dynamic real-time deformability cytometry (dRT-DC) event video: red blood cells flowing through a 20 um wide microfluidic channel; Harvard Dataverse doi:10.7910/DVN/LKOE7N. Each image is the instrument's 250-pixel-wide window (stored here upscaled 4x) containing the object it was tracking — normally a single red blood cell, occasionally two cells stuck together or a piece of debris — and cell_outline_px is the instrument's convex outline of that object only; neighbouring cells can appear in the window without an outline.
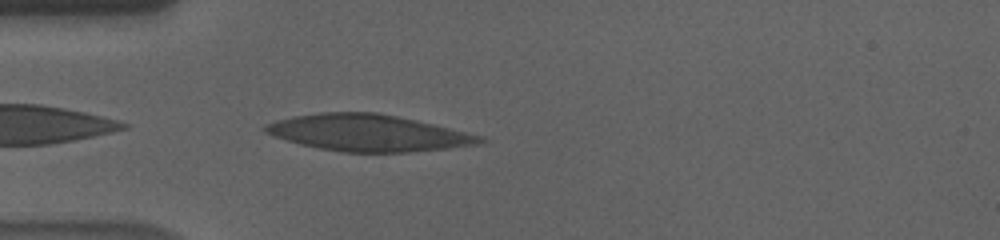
{"species": "human", "species_latin": "Homo sapiens", "temperature_condition": "cold", "stored_images_in_passage": 26, "camera_frame_rate_fps": 3000, "um_per_image_px": 0.085, "donor": {"sex": "male"}, "frame": {"image": 1, "passage_image": 1, "time_ms": 0.0, "image_size_px": [1000, 240], "cell_outline_px": [[488, 140], [476, 144], [448, 148], [408, 152], [340, 152], [300, 144], [272, 136], [264, 132], [260, 128], [264, 124], [276, 120], [292, 116], [320, 112], [376, 112], [416, 120], [484, 136]], "centroid_in_image_um": [31.23, 11.29], "position_along_channel_um": 53.8, "area_um2": 45.84}}
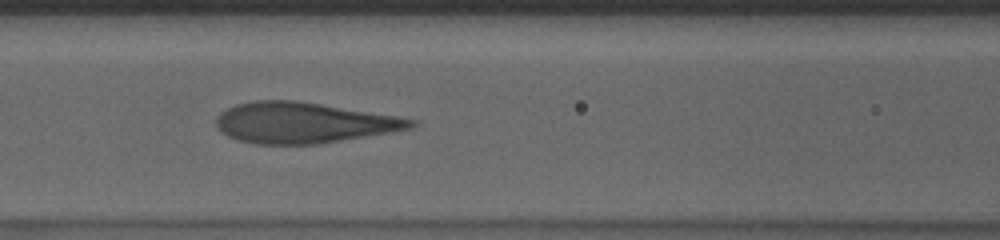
{"frame": {"image": 2, "passage_image": 9, "time_ms": 2.667, "image_size_px": [1000, 240], "cell_outline_px": [[420, 124], [412, 128], [392, 132], [316, 144], [256, 144], [236, 140], [220, 132], [216, 128], [216, 116], [220, 112], [236, 104], [252, 100], [296, 100], [396, 116], [420, 120]], "centroid_in_image_um": [25.78, 10.43], "position_along_channel_um": 140.8, "area_um2": 46.41}}
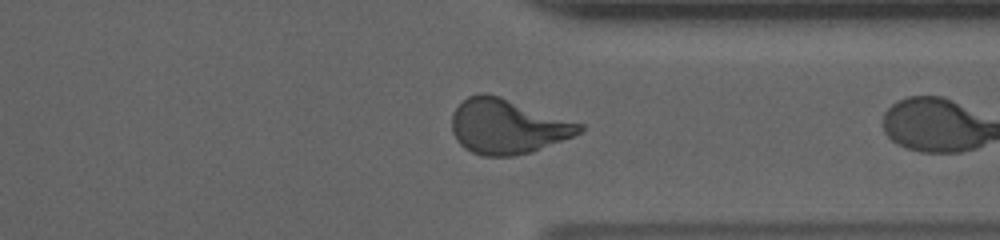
{"frame": {"image": 3, "passage_image": 25, "time_ms": 8.0, "image_size_px": [1000, 240], "cell_outline_px": [[584, 128], [580, 132], [572, 136], [532, 152], [512, 156], [480, 156], [464, 148], [456, 140], [452, 132], [452, 112], [468, 96], [480, 92], [488, 92], [584, 124]], "centroid_in_image_um": [43.11, 10.74], "position_along_channel_um": 368.3, "area_um2": 40.86}}